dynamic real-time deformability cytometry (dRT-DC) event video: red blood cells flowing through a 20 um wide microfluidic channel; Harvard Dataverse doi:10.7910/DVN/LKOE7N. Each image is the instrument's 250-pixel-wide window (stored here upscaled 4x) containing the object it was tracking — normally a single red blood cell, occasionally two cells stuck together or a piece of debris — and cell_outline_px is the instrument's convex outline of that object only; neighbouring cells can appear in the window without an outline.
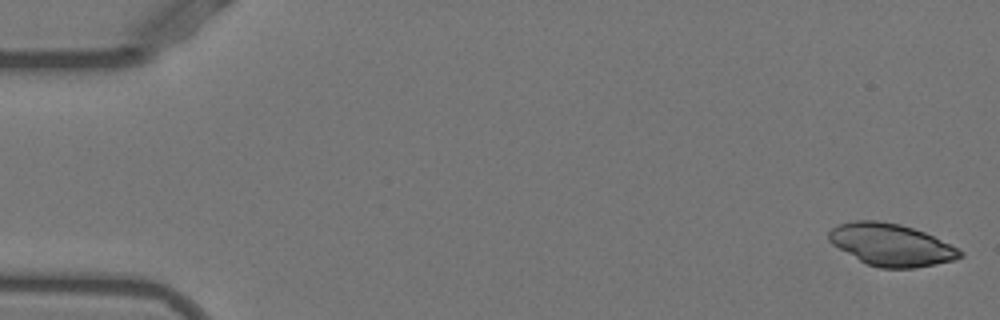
{"species": "Egyptian fruit bat (a non-hibernating species)", "species_latin": "Rousettus aegyptiacus", "temperature_condition": "warm", "stored_images_in_passage": 51, "camera_frame_rate_fps": 3000, "um_per_image_px": 0.085, "animal": {"sex": "female"}, "frame": {"image": 1, "passage_image": 1, "time_ms": 0.0, "image_size_px": [1000, 320], "cell_outline_px": [[964, 256], [952, 260], [936, 264], [916, 268], [880, 268], [868, 264], [860, 260], [832, 244], [828, 240], [828, 232], [836, 224], [856, 220], [876, 220], [900, 224], [924, 232], [964, 252]], "centroid_in_image_um": [75.72, 20.8], "position_along_channel_um": 9.3, "area_um2": 31.96}}